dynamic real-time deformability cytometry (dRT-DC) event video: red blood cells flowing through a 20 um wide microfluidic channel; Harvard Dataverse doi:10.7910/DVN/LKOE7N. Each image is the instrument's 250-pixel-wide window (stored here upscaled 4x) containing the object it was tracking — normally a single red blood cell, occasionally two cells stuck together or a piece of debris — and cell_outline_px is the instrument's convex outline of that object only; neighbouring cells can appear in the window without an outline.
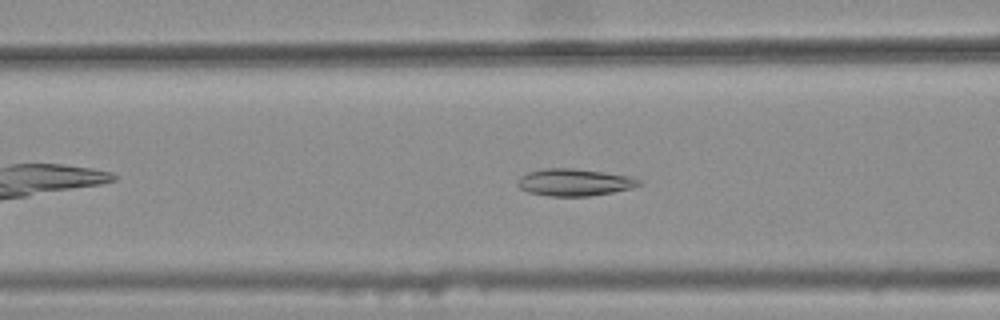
{"species": "common noctule bat (a hibernating species)", "species_latin": "Nyctalus noctula", "temperature_condition": "warm", "stored_images_in_passage": 39, "camera_frame_rate_fps": 3000, "um_per_image_px": 0.085, "animal": {"sex": "female", "body_mass_g": 25.1}, "frame": {"image": 1, "passage_image": 15, "time_ms": 4.667, "image_size_px": [1000, 320], "cell_outline_px": [[644, 184], [632, 188], [612, 192], [588, 196], [548, 196], [528, 192], [520, 188], [516, 184], [520, 176], [528, 172], [544, 168], [572, 168], [632, 176], [640, 180]], "centroid_in_image_um": [48.83, 15.49], "position_along_channel_um": 117.8, "area_um2": 19.25}}
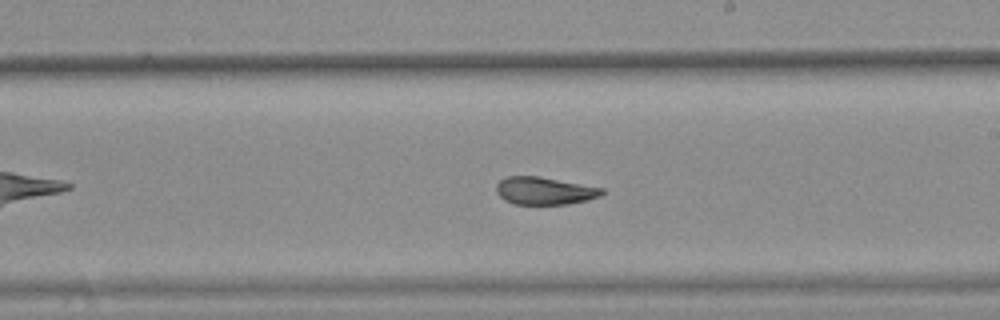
{"frame": {"image": 2, "passage_image": 25, "time_ms": 8.0, "image_size_px": [1000, 320], "cell_outline_px": [[604, 192], [600, 196], [588, 200], [568, 204], [512, 204], [504, 200], [496, 192], [496, 184], [500, 180], [508, 176], [540, 176], [604, 188]], "centroid_in_image_um": [46.28, 16.22], "position_along_channel_um": 242.7, "area_um2": 17.11}}
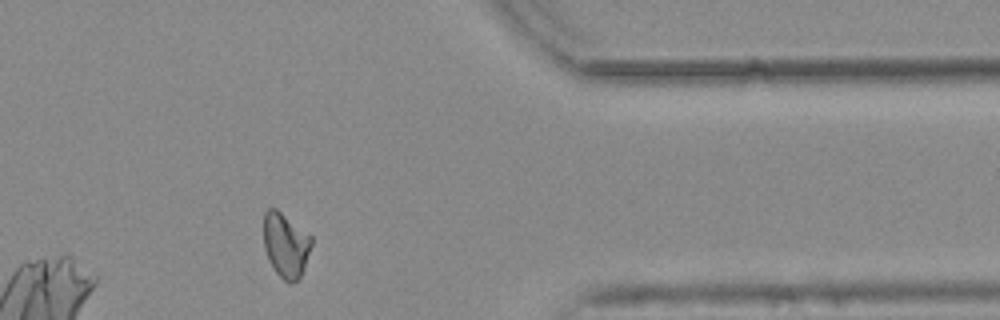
{"frame": {"image": 3, "passage_image": 38, "time_ms": 12.333, "image_size_px": [1000, 320], "cell_outline_px": [[312, 244], [304, 268], [300, 276], [292, 284], [288, 284], [276, 272], [268, 260], [264, 248], [264, 212], [268, 208], [276, 208], [312, 236]], "centroid_in_image_um": [24.28, 20.83], "position_along_channel_um": 387.1, "area_um2": 18.03}, "authors_computed_cell_mechanics": {"area_um2": 18.496, "velocity_mm_per_s": 3.7538, "shape_relaxation_time_tau1_ms": null, "shape_relaxation_time_tau2_ms": 2.0983, "deformation_change_tau1": null, "deformation_change_tau2": 0.06}}